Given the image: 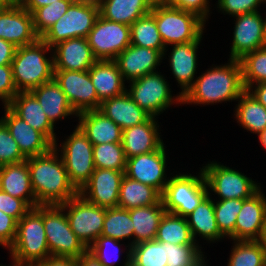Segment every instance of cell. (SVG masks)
Returning <instances> with one entry per match:
<instances>
[{
    "label": "cell",
    "instance_id": "cell-1",
    "mask_svg": "<svg viewBox=\"0 0 266 266\" xmlns=\"http://www.w3.org/2000/svg\"><path fill=\"white\" fill-rule=\"evenodd\" d=\"M26 161L37 206L61 205L78 194L54 147L49 152L29 157Z\"/></svg>",
    "mask_w": 266,
    "mask_h": 266
},
{
    "label": "cell",
    "instance_id": "cell-2",
    "mask_svg": "<svg viewBox=\"0 0 266 266\" xmlns=\"http://www.w3.org/2000/svg\"><path fill=\"white\" fill-rule=\"evenodd\" d=\"M239 60L208 68L182 96V104H216L238 100L245 91Z\"/></svg>",
    "mask_w": 266,
    "mask_h": 266
},
{
    "label": "cell",
    "instance_id": "cell-3",
    "mask_svg": "<svg viewBox=\"0 0 266 266\" xmlns=\"http://www.w3.org/2000/svg\"><path fill=\"white\" fill-rule=\"evenodd\" d=\"M52 48L41 38L36 42L17 47L11 63L13 80L18 92H30L43 83L54 79Z\"/></svg>",
    "mask_w": 266,
    "mask_h": 266
},
{
    "label": "cell",
    "instance_id": "cell-4",
    "mask_svg": "<svg viewBox=\"0 0 266 266\" xmlns=\"http://www.w3.org/2000/svg\"><path fill=\"white\" fill-rule=\"evenodd\" d=\"M8 250L12 259L32 266L51 256L43 223V206L31 208L18 221L15 240Z\"/></svg>",
    "mask_w": 266,
    "mask_h": 266
},
{
    "label": "cell",
    "instance_id": "cell-5",
    "mask_svg": "<svg viewBox=\"0 0 266 266\" xmlns=\"http://www.w3.org/2000/svg\"><path fill=\"white\" fill-rule=\"evenodd\" d=\"M161 39L167 45L202 40L206 22L195 13L154 3L150 12Z\"/></svg>",
    "mask_w": 266,
    "mask_h": 266
},
{
    "label": "cell",
    "instance_id": "cell-6",
    "mask_svg": "<svg viewBox=\"0 0 266 266\" xmlns=\"http://www.w3.org/2000/svg\"><path fill=\"white\" fill-rule=\"evenodd\" d=\"M170 177L161 199L166 212L187 217L209 195L204 172Z\"/></svg>",
    "mask_w": 266,
    "mask_h": 266
},
{
    "label": "cell",
    "instance_id": "cell-7",
    "mask_svg": "<svg viewBox=\"0 0 266 266\" xmlns=\"http://www.w3.org/2000/svg\"><path fill=\"white\" fill-rule=\"evenodd\" d=\"M43 223L51 256L77 259L88 250L72 231L59 205L43 206Z\"/></svg>",
    "mask_w": 266,
    "mask_h": 266
},
{
    "label": "cell",
    "instance_id": "cell-8",
    "mask_svg": "<svg viewBox=\"0 0 266 266\" xmlns=\"http://www.w3.org/2000/svg\"><path fill=\"white\" fill-rule=\"evenodd\" d=\"M73 131L59 150L58 144H54V148L60 152L69 181L79 191L95 171L93 144L78 126Z\"/></svg>",
    "mask_w": 266,
    "mask_h": 266
},
{
    "label": "cell",
    "instance_id": "cell-9",
    "mask_svg": "<svg viewBox=\"0 0 266 266\" xmlns=\"http://www.w3.org/2000/svg\"><path fill=\"white\" fill-rule=\"evenodd\" d=\"M128 83H130V89H126V92L131 99L153 117H157L171 104H175L174 101L176 104H182V96L178 94L172 97L168 82L158 71Z\"/></svg>",
    "mask_w": 266,
    "mask_h": 266
},
{
    "label": "cell",
    "instance_id": "cell-10",
    "mask_svg": "<svg viewBox=\"0 0 266 266\" xmlns=\"http://www.w3.org/2000/svg\"><path fill=\"white\" fill-rule=\"evenodd\" d=\"M98 15V5L74 1L67 12L40 38L51 48L71 38H87Z\"/></svg>",
    "mask_w": 266,
    "mask_h": 266
},
{
    "label": "cell",
    "instance_id": "cell-11",
    "mask_svg": "<svg viewBox=\"0 0 266 266\" xmlns=\"http://www.w3.org/2000/svg\"><path fill=\"white\" fill-rule=\"evenodd\" d=\"M202 170L208 190L214 192L219 200L247 199L261 188L259 183L243 173L216 161L208 162Z\"/></svg>",
    "mask_w": 266,
    "mask_h": 266
},
{
    "label": "cell",
    "instance_id": "cell-12",
    "mask_svg": "<svg viewBox=\"0 0 266 266\" xmlns=\"http://www.w3.org/2000/svg\"><path fill=\"white\" fill-rule=\"evenodd\" d=\"M59 206L65 211L72 231L88 249L102 234L105 208L88 202L80 194Z\"/></svg>",
    "mask_w": 266,
    "mask_h": 266
},
{
    "label": "cell",
    "instance_id": "cell-13",
    "mask_svg": "<svg viewBox=\"0 0 266 266\" xmlns=\"http://www.w3.org/2000/svg\"><path fill=\"white\" fill-rule=\"evenodd\" d=\"M97 60H114L130 44V26L98 15L87 37Z\"/></svg>",
    "mask_w": 266,
    "mask_h": 266
},
{
    "label": "cell",
    "instance_id": "cell-14",
    "mask_svg": "<svg viewBox=\"0 0 266 266\" xmlns=\"http://www.w3.org/2000/svg\"><path fill=\"white\" fill-rule=\"evenodd\" d=\"M54 80L77 114L100 108L101 102L92 84L89 71L54 70Z\"/></svg>",
    "mask_w": 266,
    "mask_h": 266
},
{
    "label": "cell",
    "instance_id": "cell-15",
    "mask_svg": "<svg viewBox=\"0 0 266 266\" xmlns=\"http://www.w3.org/2000/svg\"><path fill=\"white\" fill-rule=\"evenodd\" d=\"M164 145L153 152L128 158L124 172L128 178L154 187L161 195L169 180L165 172L167 154Z\"/></svg>",
    "mask_w": 266,
    "mask_h": 266
},
{
    "label": "cell",
    "instance_id": "cell-16",
    "mask_svg": "<svg viewBox=\"0 0 266 266\" xmlns=\"http://www.w3.org/2000/svg\"><path fill=\"white\" fill-rule=\"evenodd\" d=\"M233 17L236 21L229 59L240 60L244 55L266 46L264 18L260 11Z\"/></svg>",
    "mask_w": 266,
    "mask_h": 266
},
{
    "label": "cell",
    "instance_id": "cell-17",
    "mask_svg": "<svg viewBox=\"0 0 266 266\" xmlns=\"http://www.w3.org/2000/svg\"><path fill=\"white\" fill-rule=\"evenodd\" d=\"M125 171L95 168L90 179L78 191L84 199L104 208L117 207L120 183Z\"/></svg>",
    "mask_w": 266,
    "mask_h": 266
},
{
    "label": "cell",
    "instance_id": "cell-18",
    "mask_svg": "<svg viewBox=\"0 0 266 266\" xmlns=\"http://www.w3.org/2000/svg\"><path fill=\"white\" fill-rule=\"evenodd\" d=\"M266 235V197L261 188L243 199L235 222V241L264 240Z\"/></svg>",
    "mask_w": 266,
    "mask_h": 266
},
{
    "label": "cell",
    "instance_id": "cell-19",
    "mask_svg": "<svg viewBox=\"0 0 266 266\" xmlns=\"http://www.w3.org/2000/svg\"><path fill=\"white\" fill-rule=\"evenodd\" d=\"M3 108L5 113L0 119L8 127L21 153L26 158L43 155L54 147V144L43 133L33 129L8 106Z\"/></svg>",
    "mask_w": 266,
    "mask_h": 266
},
{
    "label": "cell",
    "instance_id": "cell-20",
    "mask_svg": "<svg viewBox=\"0 0 266 266\" xmlns=\"http://www.w3.org/2000/svg\"><path fill=\"white\" fill-rule=\"evenodd\" d=\"M159 50L139 47L130 44L114 61L116 62L123 80L128 82L156 72V68L163 60Z\"/></svg>",
    "mask_w": 266,
    "mask_h": 266
},
{
    "label": "cell",
    "instance_id": "cell-21",
    "mask_svg": "<svg viewBox=\"0 0 266 266\" xmlns=\"http://www.w3.org/2000/svg\"><path fill=\"white\" fill-rule=\"evenodd\" d=\"M0 38L22 47L36 42L40 37L33 26L32 14L24 8L8 7L0 11Z\"/></svg>",
    "mask_w": 266,
    "mask_h": 266
},
{
    "label": "cell",
    "instance_id": "cell-22",
    "mask_svg": "<svg viewBox=\"0 0 266 266\" xmlns=\"http://www.w3.org/2000/svg\"><path fill=\"white\" fill-rule=\"evenodd\" d=\"M54 70L88 71L97 61L88 39L71 38L52 47Z\"/></svg>",
    "mask_w": 266,
    "mask_h": 266
},
{
    "label": "cell",
    "instance_id": "cell-23",
    "mask_svg": "<svg viewBox=\"0 0 266 266\" xmlns=\"http://www.w3.org/2000/svg\"><path fill=\"white\" fill-rule=\"evenodd\" d=\"M156 118L151 116L146 122L123 130L121 143L127 159L153 152L163 144Z\"/></svg>",
    "mask_w": 266,
    "mask_h": 266
},
{
    "label": "cell",
    "instance_id": "cell-24",
    "mask_svg": "<svg viewBox=\"0 0 266 266\" xmlns=\"http://www.w3.org/2000/svg\"><path fill=\"white\" fill-rule=\"evenodd\" d=\"M201 40L188 43L172 44L170 52L169 64L173 76L176 78L181 87L179 94L183 96L186 91L193 85L195 79L197 65V51Z\"/></svg>",
    "mask_w": 266,
    "mask_h": 266
},
{
    "label": "cell",
    "instance_id": "cell-25",
    "mask_svg": "<svg viewBox=\"0 0 266 266\" xmlns=\"http://www.w3.org/2000/svg\"><path fill=\"white\" fill-rule=\"evenodd\" d=\"M77 126L93 145L122 142L123 130L99 109L78 113Z\"/></svg>",
    "mask_w": 266,
    "mask_h": 266
},
{
    "label": "cell",
    "instance_id": "cell-26",
    "mask_svg": "<svg viewBox=\"0 0 266 266\" xmlns=\"http://www.w3.org/2000/svg\"><path fill=\"white\" fill-rule=\"evenodd\" d=\"M7 106L33 129L43 133L53 144H57L54 125L31 92H18Z\"/></svg>",
    "mask_w": 266,
    "mask_h": 266
},
{
    "label": "cell",
    "instance_id": "cell-27",
    "mask_svg": "<svg viewBox=\"0 0 266 266\" xmlns=\"http://www.w3.org/2000/svg\"><path fill=\"white\" fill-rule=\"evenodd\" d=\"M0 190L24 200L31 208L37 206L26 160L0 166Z\"/></svg>",
    "mask_w": 266,
    "mask_h": 266
},
{
    "label": "cell",
    "instance_id": "cell-28",
    "mask_svg": "<svg viewBox=\"0 0 266 266\" xmlns=\"http://www.w3.org/2000/svg\"><path fill=\"white\" fill-rule=\"evenodd\" d=\"M99 110L122 130L146 122L151 117L131 99L126 91L121 95L104 100Z\"/></svg>",
    "mask_w": 266,
    "mask_h": 266
},
{
    "label": "cell",
    "instance_id": "cell-29",
    "mask_svg": "<svg viewBox=\"0 0 266 266\" xmlns=\"http://www.w3.org/2000/svg\"><path fill=\"white\" fill-rule=\"evenodd\" d=\"M88 71L101 103L123 94L127 89L114 60H97Z\"/></svg>",
    "mask_w": 266,
    "mask_h": 266
},
{
    "label": "cell",
    "instance_id": "cell-30",
    "mask_svg": "<svg viewBox=\"0 0 266 266\" xmlns=\"http://www.w3.org/2000/svg\"><path fill=\"white\" fill-rule=\"evenodd\" d=\"M38 100L44 113L55 126L57 120L78 114L70 105L66 95L53 79L30 91Z\"/></svg>",
    "mask_w": 266,
    "mask_h": 266
},
{
    "label": "cell",
    "instance_id": "cell-31",
    "mask_svg": "<svg viewBox=\"0 0 266 266\" xmlns=\"http://www.w3.org/2000/svg\"><path fill=\"white\" fill-rule=\"evenodd\" d=\"M156 0H104L99 14L110 21L131 26L137 19L151 12Z\"/></svg>",
    "mask_w": 266,
    "mask_h": 266
},
{
    "label": "cell",
    "instance_id": "cell-32",
    "mask_svg": "<svg viewBox=\"0 0 266 266\" xmlns=\"http://www.w3.org/2000/svg\"><path fill=\"white\" fill-rule=\"evenodd\" d=\"M194 241L197 235L211 242L225 238L219 231L214 213V201L209 194L187 217Z\"/></svg>",
    "mask_w": 266,
    "mask_h": 266
},
{
    "label": "cell",
    "instance_id": "cell-33",
    "mask_svg": "<svg viewBox=\"0 0 266 266\" xmlns=\"http://www.w3.org/2000/svg\"><path fill=\"white\" fill-rule=\"evenodd\" d=\"M165 212L162 199L157 204L129 210L134 226V245L156 239L158 227Z\"/></svg>",
    "mask_w": 266,
    "mask_h": 266
},
{
    "label": "cell",
    "instance_id": "cell-34",
    "mask_svg": "<svg viewBox=\"0 0 266 266\" xmlns=\"http://www.w3.org/2000/svg\"><path fill=\"white\" fill-rule=\"evenodd\" d=\"M102 236L121 241L133 237L126 245V261L124 266H131V247L134 245V226L129 210L120 207L105 208ZM128 247V249H127Z\"/></svg>",
    "mask_w": 266,
    "mask_h": 266
},
{
    "label": "cell",
    "instance_id": "cell-35",
    "mask_svg": "<svg viewBox=\"0 0 266 266\" xmlns=\"http://www.w3.org/2000/svg\"><path fill=\"white\" fill-rule=\"evenodd\" d=\"M235 118L239 125L258 136L266 129V107L245 90L238 98Z\"/></svg>",
    "mask_w": 266,
    "mask_h": 266
},
{
    "label": "cell",
    "instance_id": "cell-36",
    "mask_svg": "<svg viewBox=\"0 0 266 266\" xmlns=\"http://www.w3.org/2000/svg\"><path fill=\"white\" fill-rule=\"evenodd\" d=\"M161 194L154 188L123 176L120 183L117 207L130 210L142 206L157 204Z\"/></svg>",
    "mask_w": 266,
    "mask_h": 266
},
{
    "label": "cell",
    "instance_id": "cell-37",
    "mask_svg": "<svg viewBox=\"0 0 266 266\" xmlns=\"http://www.w3.org/2000/svg\"><path fill=\"white\" fill-rule=\"evenodd\" d=\"M156 240L180 245H198L192 237L187 218L165 212L162 217Z\"/></svg>",
    "mask_w": 266,
    "mask_h": 266
},
{
    "label": "cell",
    "instance_id": "cell-38",
    "mask_svg": "<svg viewBox=\"0 0 266 266\" xmlns=\"http://www.w3.org/2000/svg\"><path fill=\"white\" fill-rule=\"evenodd\" d=\"M130 37L132 45L159 50L165 58L168 49L161 39L155 18L151 13L140 17L130 26Z\"/></svg>",
    "mask_w": 266,
    "mask_h": 266
},
{
    "label": "cell",
    "instance_id": "cell-39",
    "mask_svg": "<svg viewBox=\"0 0 266 266\" xmlns=\"http://www.w3.org/2000/svg\"><path fill=\"white\" fill-rule=\"evenodd\" d=\"M227 266H266L264 240L234 241Z\"/></svg>",
    "mask_w": 266,
    "mask_h": 266
},
{
    "label": "cell",
    "instance_id": "cell-40",
    "mask_svg": "<svg viewBox=\"0 0 266 266\" xmlns=\"http://www.w3.org/2000/svg\"><path fill=\"white\" fill-rule=\"evenodd\" d=\"M166 244L156 239L131 247V266H166Z\"/></svg>",
    "mask_w": 266,
    "mask_h": 266
},
{
    "label": "cell",
    "instance_id": "cell-41",
    "mask_svg": "<svg viewBox=\"0 0 266 266\" xmlns=\"http://www.w3.org/2000/svg\"><path fill=\"white\" fill-rule=\"evenodd\" d=\"M239 62L246 90L251 86L266 82V46L244 55Z\"/></svg>",
    "mask_w": 266,
    "mask_h": 266
},
{
    "label": "cell",
    "instance_id": "cell-42",
    "mask_svg": "<svg viewBox=\"0 0 266 266\" xmlns=\"http://www.w3.org/2000/svg\"><path fill=\"white\" fill-rule=\"evenodd\" d=\"M95 168L125 171L127 158L122 143L93 145Z\"/></svg>",
    "mask_w": 266,
    "mask_h": 266
},
{
    "label": "cell",
    "instance_id": "cell-43",
    "mask_svg": "<svg viewBox=\"0 0 266 266\" xmlns=\"http://www.w3.org/2000/svg\"><path fill=\"white\" fill-rule=\"evenodd\" d=\"M243 199L214 200V213L220 233L235 241V222Z\"/></svg>",
    "mask_w": 266,
    "mask_h": 266
},
{
    "label": "cell",
    "instance_id": "cell-44",
    "mask_svg": "<svg viewBox=\"0 0 266 266\" xmlns=\"http://www.w3.org/2000/svg\"><path fill=\"white\" fill-rule=\"evenodd\" d=\"M166 244V266H200L205 257L199 245Z\"/></svg>",
    "mask_w": 266,
    "mask_h": 266
},
{
    "label": "cell",
    "instance_id": "cell-45",
    "mask_svg": "<svg viewBox=\"0 0 266 266\" xmlns=\"http://www.w3.org/2000/svg\"><path fill=\"white\" fill-rule=\"evenodd\" d=\"M74 1L75 0H58L50 5L36 9L32 13L33 26L36 34L41 37L67 12V9Z\"/></svg>",
    "mask_w": 266,
    "mask_h": 266
},
{
    "label": "cell",
    "instance_id": "cell-46",
    "mask_svg": "<svg viewBox=\"0 0 266 266\" xmlns=\"http://www.w3.org/2000/svg\"><path fill=\"white\" fill-rule=\"evenodd\" d=\"M119 242L120 241L115 240L114 238L105 237L101 235L88 248V251L92 253L102 265L114 266V264H116V262L119 260V257L121 255L120 246L123 244H120ZM109 249H110V252H109Z\"/></svg>",
    "mask_w": 266,
    "mask_h": 266
},
{
    "label": "cell",
    "instance_id": "cell-47",
    "mask_svg": "<svg viewBox=\"0 0 266 266\" xmlns=\"http://www.w3.org/2000/svg\"><path fill=\"white\" fill-rule=\"evenodd\" d=\"M27 158L21 153L6 124L0 119V166L16 164Z\"/></svg>",
    "mask_w": 266,
    "mask_h": 266
},
{
    "label": "cell",
    "instance_id": "cell-48",
    "mask_svg": "<svg viewBox=\"0 0 266 266\" xmlns=\"http://www.w3.org/2000/svg\"><path fill=\"white\" fill-rule=\"evenodd\" d=\"M160 5L175 7L198 15L205 22L210 14L209 0H156Z\"/></svg>",
    "mask_w": 266,
    "mask_h": 266
},
{
    "label": "cell",
    "instance_id": "cell-49",
    "mask_svg": "<svg viewBox=\"0 0 266 266\" xmlns=\"http://www.w3.org/2000/svg\"><path fill=\"white\" fill-rule=\"evenodd\" d=\"M217 8L224 15L229 14L232 17L240 14L252 13L259 10L262 0H218Z\"/></svg>",
    "mask_w": 266,
    "mask_h": 266
},
{
    "label": "cell",
    "instance_id": "cell-50",
    "mask_svg": "<svg viewBox=\"0 0 266 266\" xmlns=\"http://www.w3.org/2000/svg\"><path fill=\"white\" fill-rule=\"evenodd\" d=\"M31 207L22 199L0 190V210L19 221Z\"/></svg>",
    "mask_w": 266,
    "mask_h": 266
},
{
    "label": "cell",
    "instance_id": "cell-51",
    "mask_svg": "<svg viewBox=\"0 0 266 266\" xmlns=\"http://www.w3.org/2000/svg\"><path fill=\"white\" fill-rule=\"evenodd\" d=\"M18 94L14 84L12 66H0V100L3 106H7L10 101Z\"/></svg>",
    "mask_w": 266,
    "mask_h": 266
},
{
    "label": "cell",
    "instance_id": "cell-52",
    "mask_svg": "<svg viewBox=\"0 0 266 266\" xmlns=\"http://www.w3.org/2000/svg\"><path fill=\"white\" fill-rule=\"evenodd\" d=\"M18 221L0 210V246L9 249L16 237Z\"/></svg>",
    "mask_w": 266,
    "mask_h": 266
},
{
    "label": "cell",
    "instance_id": "cell-53",
    "mask_svg": "<svg viewBox=\"0 0 266 266\" xmlns=\"http://www.w3.org/2000/svg\"><path fill=\"white\" fill-rule=\"evenodd\" d=\"M34 266H78V263L75 258L49 256Z\"/></svg>",
    "mask_w": 266,
    "mask_h": 266
},
{
    "label": "cell",
    "instance_id": "cell-54",
    "mask_svg": "<svg viewBox=\"0 0 266 266\" xmlns=\"http://www.w3.org/2000/svg\"><path fill=\"white\" fill-rule=\"evenodd\" d=\"M16 48L12 43L0 38V66L11 65Z\"/></svg>",
    "mask_w": 266,
    "mask_h": 266
},
{
    "label": "cell",
    "instance_id": "cell-55",
    "mask_svg": "<svg viewBox=\"0 0 266 266\" xmlns=\"http://www.w3.org/2000/svg\"><path fill=\"white\" fill-rule=\"evenodd\" d=\"M256 85L251 86L247 91L266 107V82H262Z\"/></svg>",
    "mask_w": 266,
    "mask_h": 266
},
{
    "label": "cell",
    "instance_id": "cell-56",
    "mask_svg": "<svg viewBox=\"0 0 266 266\" xmlns=\"http://www.w3.org/2000/svg\"><path fill=\"white\" fill-rule=\"evenodd\" d=\"M78 266H104L99 260L88 250L77 258Z\"/></svg>",
    "mask_w": 266,
    "mask_h": 266
},
{
    "label": "cell",
    "instance_id": "cell-57",
    "mask_svg": "<svg viewBox=\"0 0 266 266\" xmlns=\"http://www.w3.org/2000/svg\"><path fill=\"white\" fill-rule=\"evenodd\" d=\"M58 0H28L24 9L31 14L38 8L50 5L51 3L57 2Z\"/></svg>",
    "mask_w": 266,
    "mask_h": 266
},
{
    "label": "cell",
    "instance_id": "cell-58",
    "mask_svg": "<svg viewBox=\"0 0 266 266\" xmlns=\"http://www.w3.org/2000/svg\"><path fill=\"white\" fill-rule=\"evenodd\" d=\"M28 0H5L7 7L24 8Z\"/></svg>",
    "mask_w": 266,
    "mask_h": 266
},
{
    "label": "cell",
    "instance_id": "cell-59",
    "mask_svg": "<svg viewBox=\"0 0 266 266\" xmlns=\"http://www.w3.org/2000/svg\"><path fill=\"white\" fill-rule=\"evenodd\" d=\"M258 139L262 144L261 146H263L266 149V129L259 135Z\"/></svg>",
    "mask_w": 266,
    "mask_h": 266
},
{
    "label": "cell",
    "instance_id": "cell-60",
    "mask_svg": "<svg viewBox=\"0 0 266 266\" xmlns=\"http://www.w3.org/2000/svg\"><path fill=\"white\" fill-rule=\"evenodd\" d=\"M11 260H13V261H12L13 264H12V265H9V266H32V265H30V264H27V263H24V262H20V261H17V260H15V259H12V258H11ZM0 266H6V265H1V264H0Z\"/></svg>",
    "mask_w": 266,
    "mask_h": 266
},
{
    "label": "cell",
    "instance_id": "cell-61",
    "mask_svg": "<svg viewBox=\"0 0 266 266\" xmlns=\"http://www.w3.org/2000/svg\"><path fill=\"white\" fill-rule=\"evenodd\" d=\"M75 1L96 4L99 6L104 0H75Z\"/></svg>",
    "mask_w": 266,
    "mask_h": 266
},
{
    "label": "cell",
    "instance_id": "cell-62",
    "mask_svg": "<svg viewBox=\"0 0 266 266\" xmlns=\"http://www.w3.org/2000/svg\"><path fill=\"white\" fill-rule=\"evenodd\" d=\"M6 8L8 7L6 6L5 0H0V11L5 10Z\"/></svg>",
    "mask_w": 266,
    "mask_h": 266
},
{
    "label": "cell",
    "instance_id": "cell-63",
    "mask_svg": "<svg viewBox=\"0 0 266 266\" xmlns=\"http://www.w3.org/2000/svg\"><path fill=\"white\" fill-rule=\"evenodd\" d=\"M265 17H264V28H265V35H266V18Z\"/></svg>",
    "mask_w": 266,
    "mask_h": 266
},
{
    "label": "cell",
    "instance_id": "cell-64",
    "mask_svg": "<svg viewBox=\"0 0 266 266\" xmlns=\"http://www.w3.org/2000/svg\"><path fill=\"white\" fill-rule=\"evenodd\" d=\"M207 261H205L202 265H200V266H209V265H207V263H206Z\"/></svg>",
    "mask_w": 266,
    "mask_h": 266
}]
</instances>
